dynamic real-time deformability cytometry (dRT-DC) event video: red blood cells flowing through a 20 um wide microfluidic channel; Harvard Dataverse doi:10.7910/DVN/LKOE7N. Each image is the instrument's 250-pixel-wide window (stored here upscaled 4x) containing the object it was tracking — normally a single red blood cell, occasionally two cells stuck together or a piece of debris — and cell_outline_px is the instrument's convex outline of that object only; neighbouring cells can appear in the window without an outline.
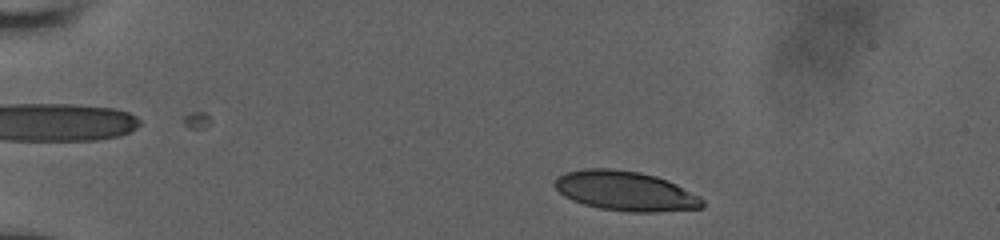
{"species": "human", "species_latin": "Homo sapiens", "temperature_condition": "room temperature", "stored_images_in_passage": 23, "camera_frame_rate_fps": 3000, "um_per_image_px": 0.085, "donor": {"sex": "male"}, "frame": {"image": 1, "passage_image": 7, "time_ms": 1.0, "image_size_px": [1000, 240], "cell_outline_px": [[704, 208], [656, 212], [632, 212], [600, 208], [584, 204], [572, 200], [564, 196], [552, 184], [564, 172], [584, 168], [612, 168], [640, 172], [656, 176], [668, 180], [700, 196], [704, 200]], "centroid_in_image_um": [53.18, 16.23], "position_along_channel_um": 31.8, "area_um2": 34.28}}